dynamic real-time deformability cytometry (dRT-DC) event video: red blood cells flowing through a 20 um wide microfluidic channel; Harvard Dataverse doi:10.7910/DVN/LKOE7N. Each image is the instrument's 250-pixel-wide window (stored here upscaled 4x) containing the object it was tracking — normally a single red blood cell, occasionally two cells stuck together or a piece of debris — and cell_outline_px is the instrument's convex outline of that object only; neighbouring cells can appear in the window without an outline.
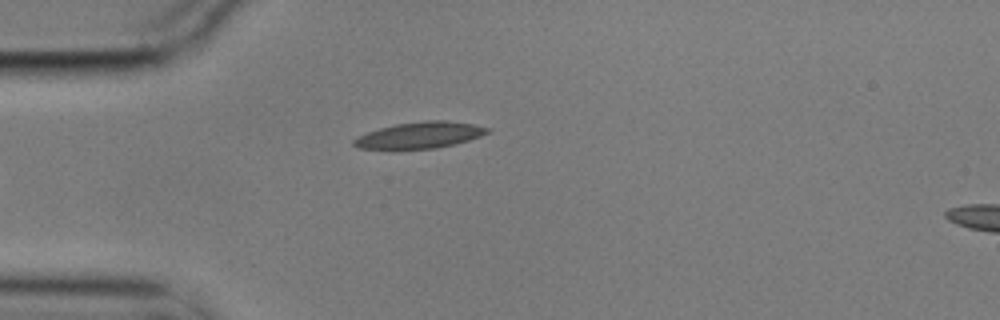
{"species": "common noctule bat (a hibernating species)", "species_latin": "Nyctalus noctula", "temperature_condition": "cold", "stored_images_in_passage": 4, "camera_frame_rate_fps": 3000, "um_per_image_px": 0.085, "animal": {"sex": "male", "body_mass_g": 17.9}, "frame": {"image": 1, "passage_image": 4, "time_ms": 1.0, "image_size_px": [1000, 320], "cell_outline_px": [[492, 132], [456, 144], [436, 148], [392, 152], [360, 148], [352, 144], [352, 140], [368, 132], [380, 128], [396, 124], [428, 120], [444, 120], [472, 124], [488, 128]], "centroid_in_image_um": [35.62, 11.54], "position_along_channel_um": 49.4, "area_um2": 21.15}}